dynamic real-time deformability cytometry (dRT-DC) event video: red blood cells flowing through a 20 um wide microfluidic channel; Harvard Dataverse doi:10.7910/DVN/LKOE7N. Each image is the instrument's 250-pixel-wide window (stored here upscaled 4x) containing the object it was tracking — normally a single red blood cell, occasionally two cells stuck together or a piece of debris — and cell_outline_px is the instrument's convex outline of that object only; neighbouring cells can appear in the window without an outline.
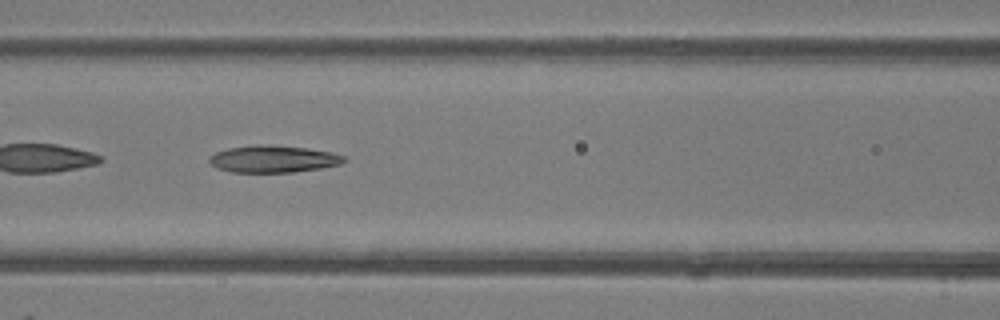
{"species": "common noctule bat (a hibernating species)", "species_latin": "Nyctalus noctula", "temperature_condition": "room temperature", "stored_images_in_passage": 29, "camera_frame_rate_fps": 3000, "um_per_image_px": 0.085, "animal": {"sex": "female"}, "frame": {"image": 1, "passage_image": 8, "time_ms": 2.333, "image_size_px": [1000, 320], "cell_outline_px": [[348, 160], [340, 164], [320, 168], [292, 172], [232, 172], [216, 168], [208, 160], [208, 156], [216, 152], [228, 148], [256, 144], [268, 144], [308, 148], [332, 152], [344, 156]], "centroid_in_image_um": [23.22, 13.5], "position_along_channel_um": 143.4, "area_um2": 21.39}}
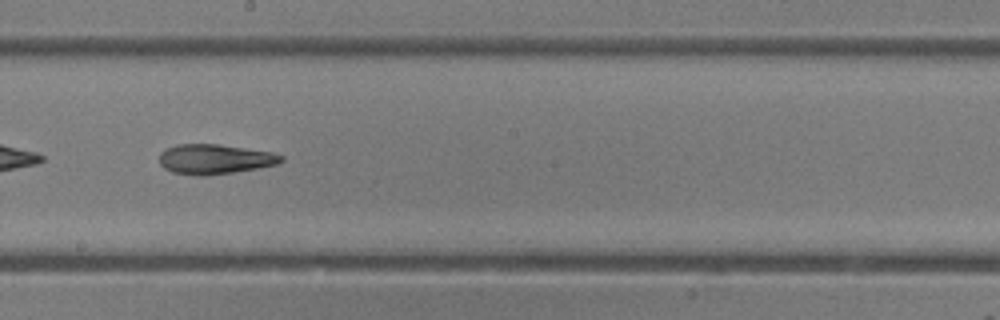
{"frame": {"image": 2, "passage_image": 14, "time_ms": 4.333, "image_size_px": [1000, 320], "cell_outline_px": [[284, 160], [276, 164], [256, 168], [232, 172], [204, 176], [200, 176], [172, 172], [164, 168], [160, 164], [160, 152], [176, 144], [216, 144], [272, 152], [284, 156]], "centroid_in_image_um": [18.23, 13.52], "position_along_channel_um": 230.0, "area_um2": 20.98}}
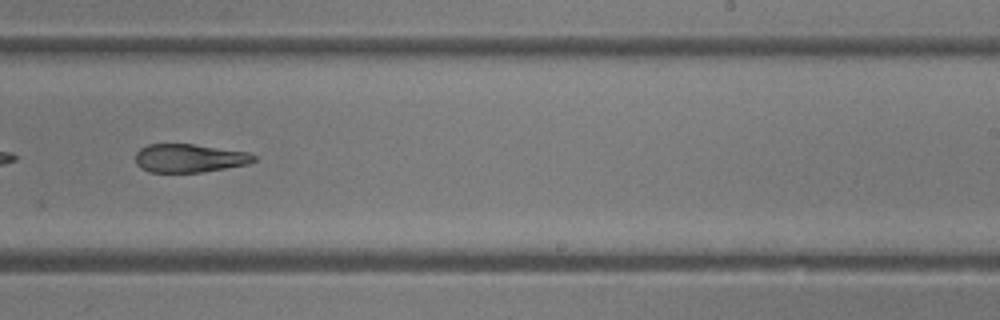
{"frame": {"image": 3, "passage_image": 17, "time_ms": 5.333, "image_size_px": [1000, 320], "cell_outline_px": [[256, 160], [248, 164], [200, 172], [148, 172], [140, 168], [136, 164], [136, 152], [140, 148], [148, 144], [192, 144], [248, 152], [256, 156]], "centroid_in_image_um": [16.07, 13.44], "position_along_channel_um": 272.9, "area_um2": 19.54}, "authors_computed_cell_mechanics": {"area_um2": 20.6924, "velocity_mm_per_s": 4.3328, "shape_relaxation_time_tau1_ms": 5.7955, "shape_relaxation_time_tau2_ms": 2.3292, "deformation_change_tau1": 0.1873, "deformation_change_tau2": 0.1238}}